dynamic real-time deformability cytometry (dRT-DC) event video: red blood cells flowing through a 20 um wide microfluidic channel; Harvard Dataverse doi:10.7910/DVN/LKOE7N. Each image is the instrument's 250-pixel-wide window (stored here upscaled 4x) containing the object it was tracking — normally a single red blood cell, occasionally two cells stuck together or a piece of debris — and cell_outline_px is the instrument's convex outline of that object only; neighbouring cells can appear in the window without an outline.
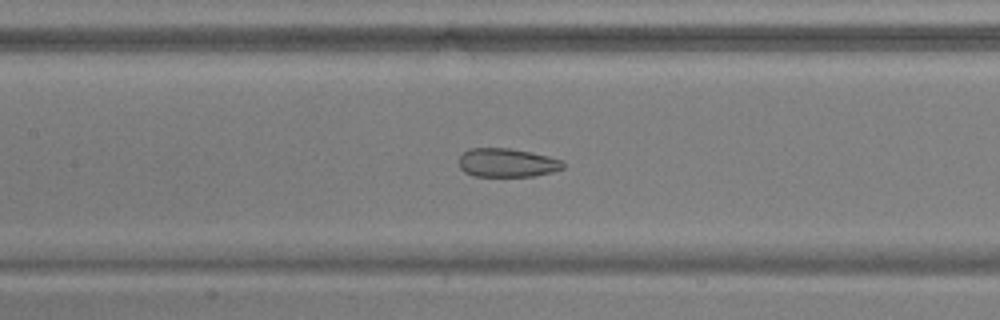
{"species": "common noctule bat (a hibernating species)", "species_latin": "Nyctalus noctula", "temperature_condition": "warm", "stored_images_in_passage": 45, "camera_frame_rate_fps": 3000, "um_per_image_px": 0.085, "animal": {"sex": "male", "body_mass_g": 17.9, "forearm_length_mm": 54.2}, "frame": {"image": 1, "passage_image": 26, "time_ms": 8.333, "image_size_px": [1000, 320], "cell_outline_px": [[564, 168], [552, 172], [532, 176], [472, 176], [464, 172], [460, 168], [460, 156], [468, 148], [508, 148], [548, 156], [560, 160], [564, 164]], "centroid_in_image_um": [43.07, 13.84], "position_along_channel_um": 164.3, "area_um2": 17.28}}
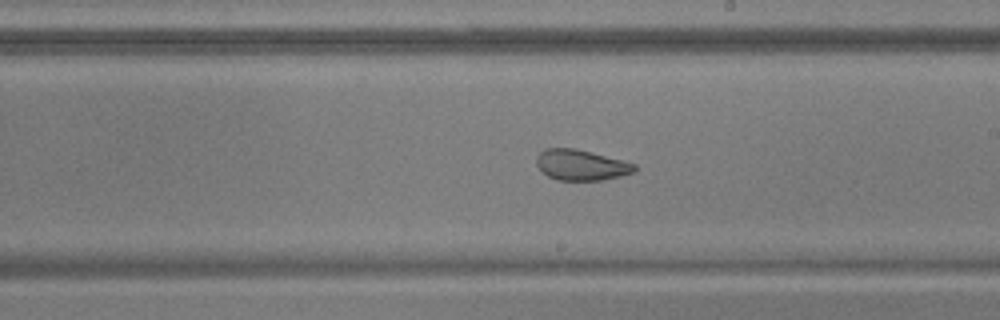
{"frame": {"image": 2, "passage_image": 32, "time_ms": 10.333, "image_size_px": [1000, 320], "cell_outline_px": [[636, 168], [632, 172], [620, 176], [600, 180], [556, 180], [548, 176], [536, 164], [536, 156], [544, 148], [576, 148], [636, 164]], "centroid_in_image_um": [49.36, 14.01], "position_along_channel_um": 239.6, "area_um2": 17.34}}
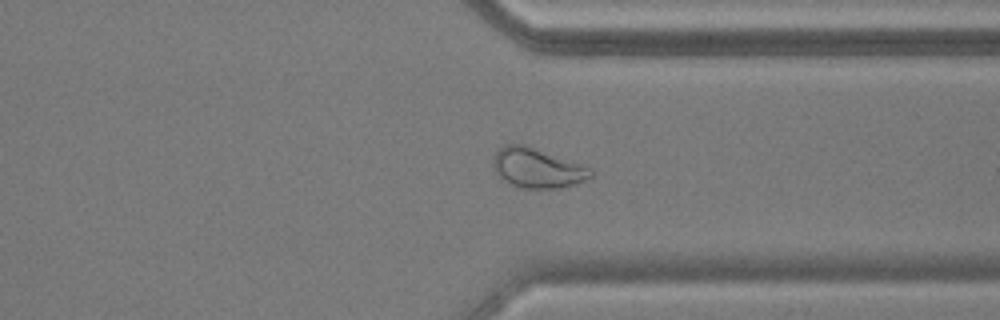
{"frame": {"image": 3, "passage_image": 42, "time_ms": 13.667, "image_size_px": [1000, 320], "cell_outline_px": [[592, 176], [576, 184], [560, 188], [520, 188], [504, 180], [496, 172], [492, 164], [496, 152], [504, 144], [524, 144], [592, 168]], "centroid_in_image_um": [45.67, 14.28], "position_along_channel_um": 365.7, "area_um2": 22.37}}